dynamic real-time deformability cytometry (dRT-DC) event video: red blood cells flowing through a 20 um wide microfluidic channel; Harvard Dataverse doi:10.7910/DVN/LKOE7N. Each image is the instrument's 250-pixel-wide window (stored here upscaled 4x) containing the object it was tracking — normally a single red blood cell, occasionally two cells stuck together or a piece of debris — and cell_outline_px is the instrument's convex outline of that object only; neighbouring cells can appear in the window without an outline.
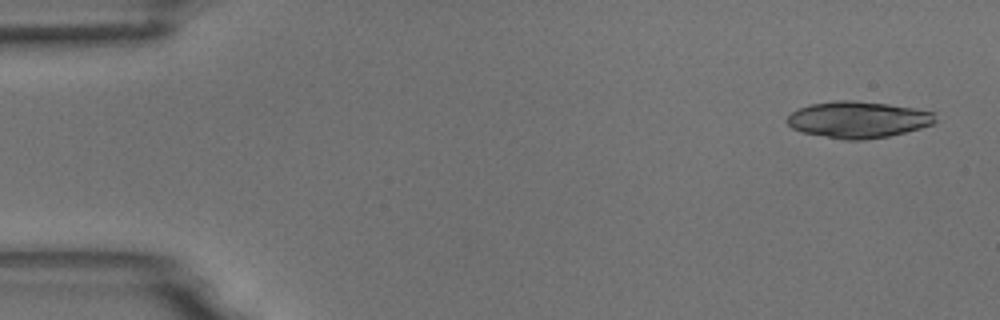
{"species": "common noctule bat (a hibernating species)", "species_latin": "Nyctalus noctula", "temperature_condition": "room temperature", "stored_images_in_passage": 4, "camera_frame_rate_fps": 3000, "um_per_image_px": 0.085, "animal": {"sex": "male", "body_mass_g": 18.8}, "frame": {"image": 1, "passage_image": 1, "time_ms": 0.0, "image_size_px": [1000, 320], "cell_outline_px": [[936, 120], [932, 124], [920, 128], [888, 136], [864, 140], [844, 140], [800, 132], [792, 128], [784, 120], [792, 112], [808, 104], [836, 100], [852, 100], [888, 104], [936, 112]], "centroid_in_image_um": [72.9, 10.17], "position_along_channel_um": 12.1, "area_um2": 31.67}}